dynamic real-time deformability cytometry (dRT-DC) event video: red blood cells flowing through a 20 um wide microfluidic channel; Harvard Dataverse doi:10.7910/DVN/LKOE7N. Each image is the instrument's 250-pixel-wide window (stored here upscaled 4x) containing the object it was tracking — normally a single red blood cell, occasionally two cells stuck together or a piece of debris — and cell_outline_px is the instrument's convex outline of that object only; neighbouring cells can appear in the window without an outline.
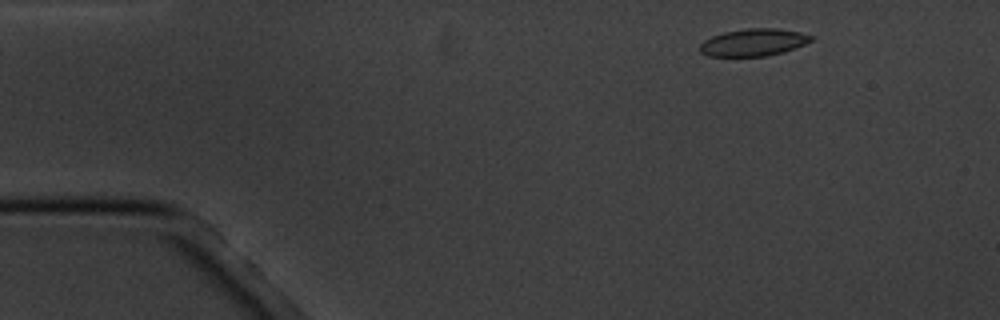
{"species": "common noctule bat (a hibernating species)", "species_latin": "Nyctalus noctula", "temperature_condition": "cold", "stored_images_in_passage": 9, "camera_frame_rate_fps": 3000, "um_per_image_px": 0.085, "animal": {"sex": "male", "body_mass_g": 20.1, "forearm_length_mm": 53.5}, "frame": {"image": 1, "passage_image": 2, "time_ms": 1.333, "image_size_px": [1000, 320], "cell_outline_px": [[816, 36], [812, 40], [804, 44], [780, 52], [764, 56], [708, 56], [700, 52], [700, 44], [704, 40], [712, 36], [724, 32], [744, 28], [776, 28], [800, 32]], "centroid_in_image_um": [64.03, 3.59], "position_along_channel_um": 21.0, "area_um2": 17.57}}
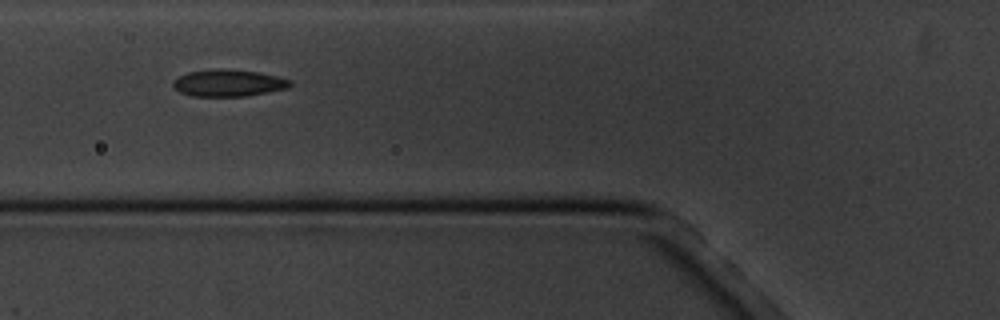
{"frame": {"image": 2, "passage_image": 6, "time_ms": 6.0, "image_size_px": [1000, 320], "cell_outline_px": [[292, 84], [288, 88], [268, 92], [244, 96], [192, 96], [180, 92], [172, 88], [172, 80], [188, 72], [216, 68], [228, 68], [260, 72], [292, 80]], "centroid_in_image_um": [19.4, 7.04], "position_along_channel_um": 106.4, "area_um2": 18.61}}
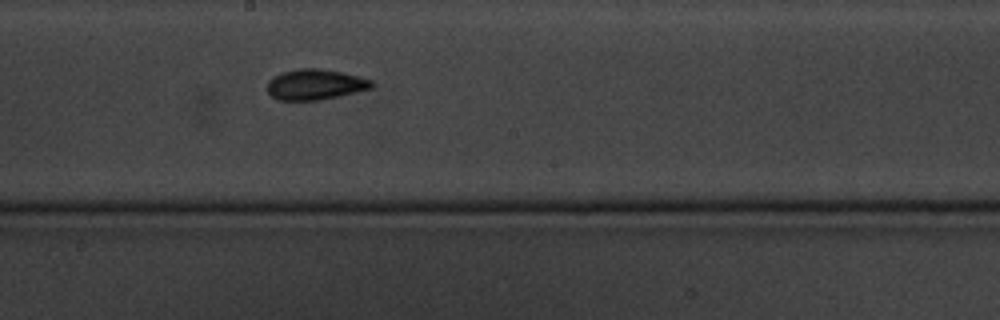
{"frame": {"image": 3, "passage_image": 9, "time_ms": 9.333, "image_size_px": [1000, 320], "cell_outline_px": [[376, 84], [372, 88], [340, 96], [320, 100], [276, 100], [268, 92], [268, 80], [272, 76], [280, 72], [300, 68], [320, 68], [340, 72], [372, 80]], "centroid_in_image_um": [26.77, 7.18], "position_along_channel_um": 221.4, "area_um2": 18.73}}